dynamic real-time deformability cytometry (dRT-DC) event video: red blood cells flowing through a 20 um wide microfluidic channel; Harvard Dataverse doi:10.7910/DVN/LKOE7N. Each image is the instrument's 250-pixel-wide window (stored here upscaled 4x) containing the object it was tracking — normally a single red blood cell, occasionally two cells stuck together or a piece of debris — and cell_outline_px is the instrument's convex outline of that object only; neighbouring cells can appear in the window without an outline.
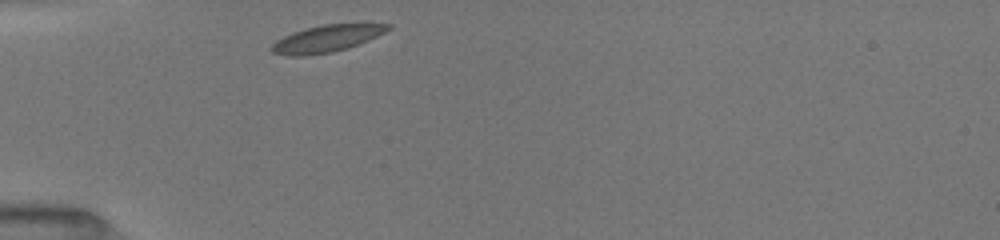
{"species": "common noctule bat (a hibernating species)", "species_latin": "Nyctalus noctula", "temperature_condition": "room temperature", "stored_images_in_passage": 38, "camera_frame_rate_fps": 3000, "um_per_image_px": 0.085, "animal": {"sex": "female", "body_mass_g": 19.5, "forearm_length_mm": 54.1}, "frame": {"image": 1, "passage_image": 1, "time_ms": 0.0, "image_size_px": [1000, 240], "cell_outline_px": [[392, 28], [360, 44], [348, 48], [332, 52], [304, 56], [288, 56], [272, 52], [268, 48], [276, 40], [292, 32], [304, 28], [324, 24], [392, 24]], "centroid_in_image_um": [27.72, 3.29], "position_along_channel_um": 57.3, "area_um2": 18.32}}
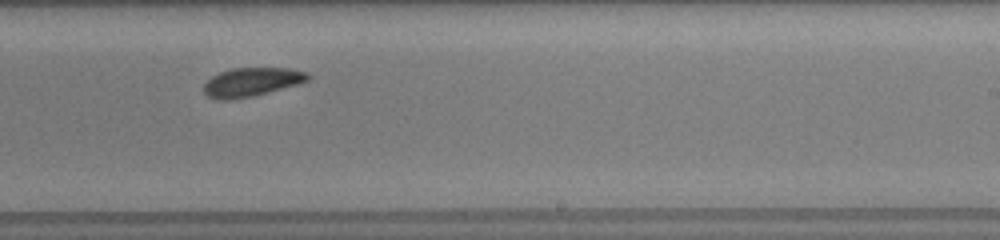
{"frame": {"image": 2, "passage_image": 24, "time_ms": 5.667, "image_size_px": [1000, 240], "cell_outline_px": [[312, 76], [308, 80], [296, 84], [268, 92], [252, 96], [232, 100], [216, 100], [208, 96], [204, 92], [204, 84], [212, 76], [220, 72], [232, 68], [292, 68], [308, 72]], "centroid_in_image_um": [21.39, 6.97], "position_along_channel_um": 267.6, "area_um2": 17.46}}
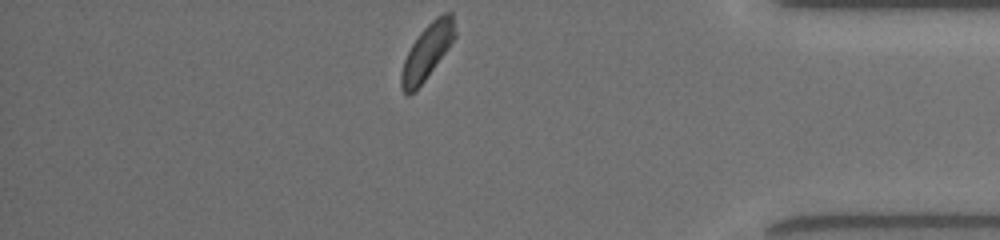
{"frame": {"image": 3, "passage_image": 38, "time_ms": 9.667, "image_size_px": [1000, 240], "cell_outline_px": [[456, 36], [448, 48], [424, 80], [408, 96], [400, 88], [400, 72], [404, 60], [412, 44], [420, 32], [436, 16], [444, 12], [452, 12], [456, 32]], "centroid_in_image_um": [36.3, 4.36], "position_along_channel_um": 398.9, "area_um2": 16.99}, "authors_computed_cell_mechanics": {"area_um2": 17.8891, "velocity_mm_per_s": 3.9272, "shape_relaxation_time_tau1_ms": 2.0038, "shape_relaxation_time_tau2_ms": 1.7731, "deformation_change_tau1": 0.0794, "deformation_change_tau2": 0.0572}}